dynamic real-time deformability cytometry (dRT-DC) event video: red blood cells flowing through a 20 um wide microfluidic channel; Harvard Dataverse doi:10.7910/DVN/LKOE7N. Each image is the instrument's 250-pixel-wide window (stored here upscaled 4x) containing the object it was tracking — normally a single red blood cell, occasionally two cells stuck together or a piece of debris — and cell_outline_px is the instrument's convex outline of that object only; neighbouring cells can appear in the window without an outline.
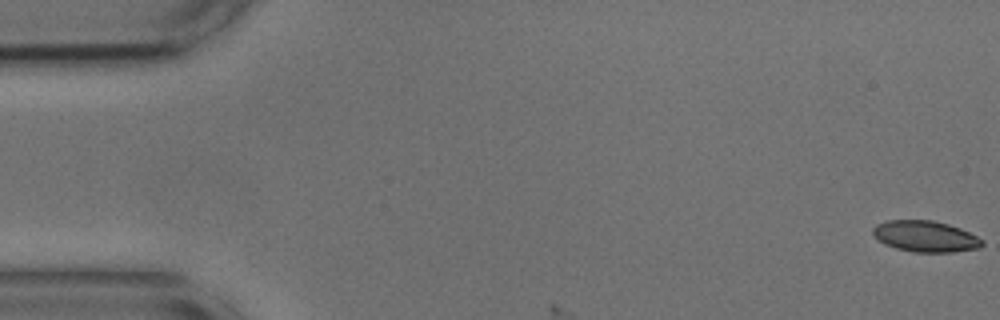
{"species": "common noctule bat (a hibernating species)", "species_latin": "Nyctalus noctula", "temperature_condition": "cold", "stored_images_in_passage": 6, "camera_frame_rate_fps": 3000, "um_per_image_px": 0.085, "animal": {"sex": "male", "body_mass_g": 17.9, "forearm_length_mm": 54.2}, "frame": {"image": 1, "passage_image": 1, "time_ms": 0.0, "image_size_px": [1000, 320], "cell_outline_px": [[984, 244], [980, 248], [952, 252], [912, 252], [896, 248], [884, 244], [872, 232], [872, 228], [876, 224], [888, 220], [932, 220], [948, 224], [960, 228], [984, 240]], "centroid_in_image_um": [78.67, 20.09], "position_along_channel_um": 6.3, "area_um2": 19.83}}